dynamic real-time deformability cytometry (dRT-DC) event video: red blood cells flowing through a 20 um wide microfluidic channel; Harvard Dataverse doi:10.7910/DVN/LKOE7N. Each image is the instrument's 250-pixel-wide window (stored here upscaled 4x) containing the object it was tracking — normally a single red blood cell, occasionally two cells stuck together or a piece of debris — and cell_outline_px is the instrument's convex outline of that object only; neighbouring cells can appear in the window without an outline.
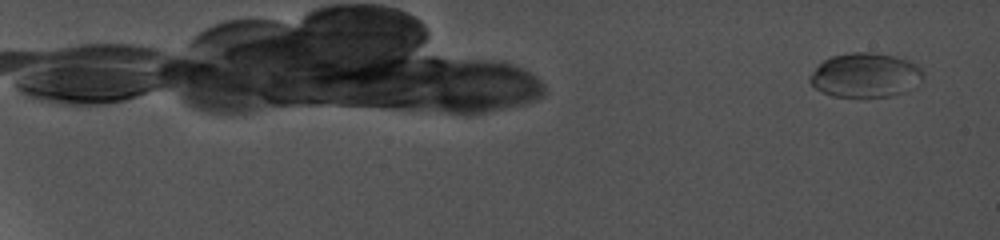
{"species": "common noctule bat (a hibernating species)", "species_latin": "Nyctalus noctula", "temperature_condition": "cold", "stored_images_in_passage": 11, "camera_frame_rate_fps": 5000, "um_per_image_px": 0.085, "animal": {"sex": "female", "body_mass_g": 19.0, "forearm_length_mm": 56.7}, "frame": {"image": 1, "passage_image": 2, "time_ms": 0.8, "image_size_px": [1000, 240], "cell_outline_px": [[924, 76], [920, 80], [904, 92], [892, 96], [860, 100], [832, 96], [816, 88], [808, 80], [808, 76], [824, 60], [832, 56], [852, 52], [872, 52], [896, 56], [908, 60], [916, 64], [924, 72]], "centroid_in_image_um": [73.54, 6.43], "position_along_channel_um": 11.5, "area_um2": 29.88}}
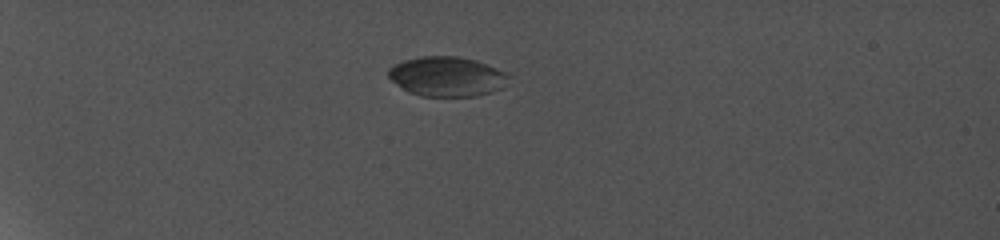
{"frame": {"image": 2, "passage_image": 9, "time_ms": 6.8, "image_size_px": [1000, 240], "cell_outline_px": [[516, 76], [504, 88], [492, 92], [476, 96], [424, 96], [408, 92], [392, 80], [388, 76], [388, 68], [392, 64], [404, 60], [420, 56], [460, 56], [476, 60]], "centroid_in_image_um": [38.07, 6.5], "position_along_channel_um": 46.9, "area_um2": 28.38}}